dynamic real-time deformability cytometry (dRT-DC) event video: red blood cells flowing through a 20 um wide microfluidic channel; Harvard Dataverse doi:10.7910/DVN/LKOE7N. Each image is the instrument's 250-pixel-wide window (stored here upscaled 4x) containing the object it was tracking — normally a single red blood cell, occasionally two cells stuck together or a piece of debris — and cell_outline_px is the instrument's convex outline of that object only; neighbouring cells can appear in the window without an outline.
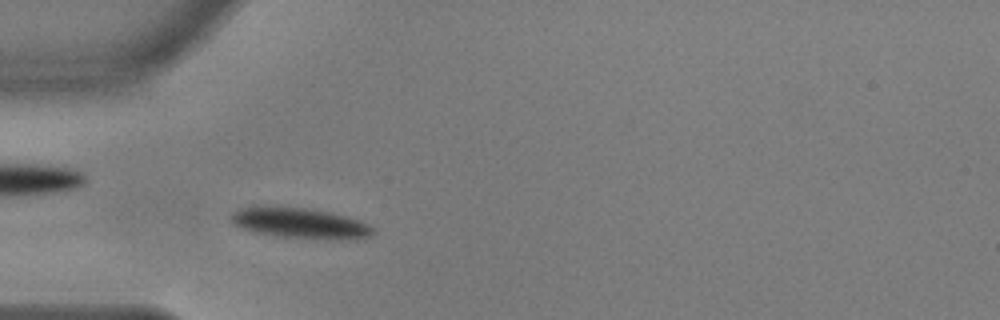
{"species": "common noctule bat (a hibernating species)", "species_latin": "Nyctalus noctula", "temperature_condition": "warm", "stored_images_in_passage": 50, "camera_frame_rate_fps": 3000, "um_per_image_px": 0.085, "animal": {"sex": "male", "body_mass_g": 17.9, "forearm_length_mm": 54.2}, "frame": {"image": 1, "passage_image": 11, "time_ms": 3.333, "image_size_px": [1000, 320], "cell_outline_px": [[376, 232], [372, 236], [364, 240], [324, 240], [280, 236], [252, 232], [240, 228], [232, 224], [228, 216], [236, 208], [252, 204], [264, 204], [308, 208], [332, 212], [360, 220], [376, 228]], "centroid_in_image_um": [25.49, 18.95], "position_along_channel_um": 59.5, "area_um2": 26.99}}
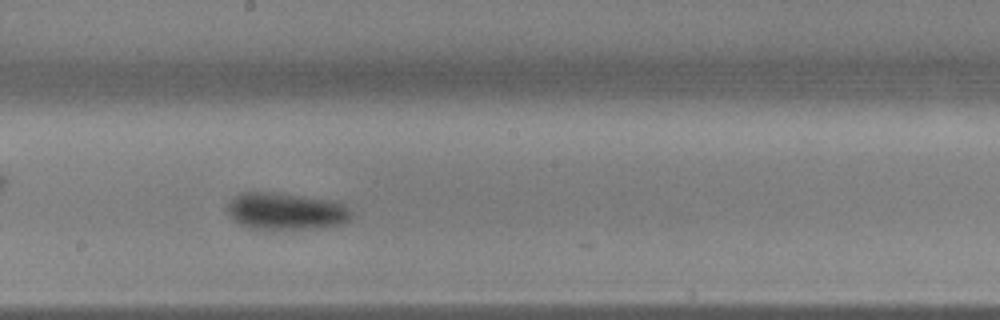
{"frame": {"image": 2, "passage_image": 25, "time_ms": 8.0, "image_size_px": [1000, 320], "cell_outline_px": [[352, 216], [344, 224], [320, 228], [248, 228], [232, 220], [224, 212], [224, 204], [240, 192], [272, 192], [332, 200], [344, 204], [352, 208]], "centroid_in_image_um": [24.25, 17.94], "position_along_channel_um": 223.9, "area_um2": 27.22}}
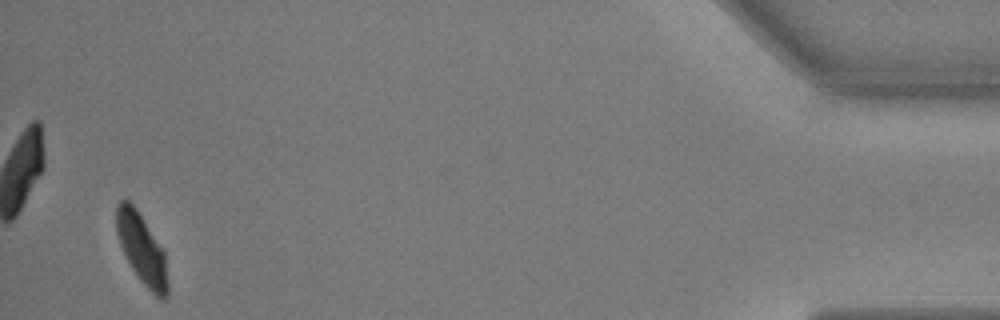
{"frame": {"image": 3, "passage_image": 48, "time_ms": 15.667, "image_size_px": [1000, 320], "cell_outline_px": [[168, 296], [164, 300], [160, 300], [140, 280], [132, 268], [120, 244], [116, 232], [116, 204], [120, 200], [128, 200], [136, 208], [164, 252], [168, 284]], "centroid_in_image_um": [12.05, 21.17], "position_along_channel_um": 423.2, "area_um2": 20.63}, "authors_computed_cell_mechanics": {"area_um2": 24.2471, "velocity_mm_per_s": 3.605, "shape_relaxation_time_tau1_ms": 2.5836, "shape_relaxation_time_tau2_ms": 2.5869, "deformation_change_tau1": 0.1373, "deformation_change_tau2": 0.0496}}